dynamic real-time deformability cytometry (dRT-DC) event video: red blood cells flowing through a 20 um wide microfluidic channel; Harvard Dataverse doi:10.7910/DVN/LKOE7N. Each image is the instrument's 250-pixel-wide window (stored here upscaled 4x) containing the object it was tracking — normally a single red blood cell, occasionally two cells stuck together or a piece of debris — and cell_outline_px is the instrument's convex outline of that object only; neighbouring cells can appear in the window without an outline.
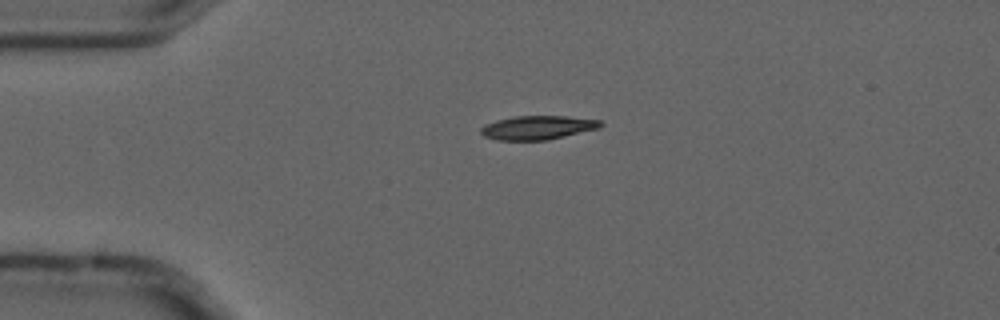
{"species": "common noctule bat (a hibernating species)", "species_latin": "Nyctalus noctula", "temperature_condition": "cold", "stored_images_in_passage": 4, "camera_frame_rate_fps": 3000, "um_per_image_px": 0.085, "animal": {"sex": "male", "forearm_length_mm": 52.5}, "frame": {"image": 1, "passage_image": 4, "time_ms": 1.0, "image_size_px": [1000, 320], "cell_outline_px": [[604, 124], [600, 128], [564, 136], [544, 140], [496, 140], [484, 136], [480, 132], [480, 128], [484, 124], [496, 120], [516, 116], [568, 116], [600, 120]], "centroid_in_image_um": [45.69, 10.84], "position_along_channel_um": 39.3, "area_um2": 16.65}}